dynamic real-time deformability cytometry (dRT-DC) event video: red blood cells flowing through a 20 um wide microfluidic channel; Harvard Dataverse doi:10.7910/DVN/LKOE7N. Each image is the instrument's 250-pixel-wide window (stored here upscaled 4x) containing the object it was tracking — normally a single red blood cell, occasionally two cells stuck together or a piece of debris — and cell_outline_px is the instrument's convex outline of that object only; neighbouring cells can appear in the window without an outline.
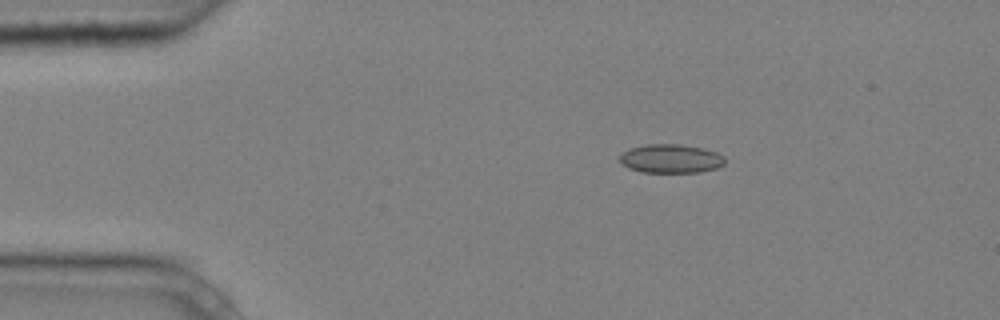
{"species": "common noctule bat (a hibernating species)", "species_latin": "Nyctalus noctula", "temperature_condition": "cold", "stored_images_in_passage": 2, "camera_frame_rate_fps": 3000, "um_per_image_px": 0.085, "animal": {"sex": "male", "body_mass_g": 20.4}, "frame": {"image": 1, "passage_image": 1, "time_ms": 0.0, "image_size_px": [1000, 320], "cell_outline_px": [[724, 164], [716, 168], [700, 172], [640, 172], [628, 168], [620, 160], [620, 156], [628, 148], [648, 144], [680, 144], [704, 148], [716, 152], [724, 156]], "centroid_in_image_um": [57.03, 13.48], "position_along_channel_um": 28.0, "area_um2": 17.63}}